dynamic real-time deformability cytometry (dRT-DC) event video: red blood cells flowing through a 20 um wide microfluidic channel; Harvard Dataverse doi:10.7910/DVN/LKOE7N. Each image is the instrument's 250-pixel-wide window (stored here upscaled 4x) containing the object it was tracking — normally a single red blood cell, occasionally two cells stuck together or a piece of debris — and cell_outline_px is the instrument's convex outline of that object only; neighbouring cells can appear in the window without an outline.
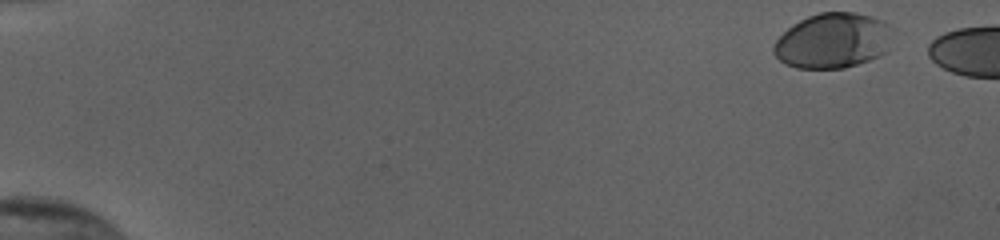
{"species": "human", "species_latin": "Homo sapiens", "temperature_condition": "cold", "stored_images_in_passage": 44, "camera_frame_rate_fps": 3000, "um_per_image_px": 0.085, "donor": {"sex": "female"}, "frame": {"image": 1, "passage_image": 1, "time_ms": 0.0, "image_size_px": [1000, 240], "cell_outline_px": [[896, 28], [888, 52], [880, 56], [844, 68], [796, 68], [784, 64], [772, 52], [772, 44], [792, 24], [808, 16], [820, 12], [856, 12], [872, 16], [884, 20]], "centroid_in_image_um": [70.86, 3.44], "position_along_channel_um": 14.1, "area_um2": 39.07}}
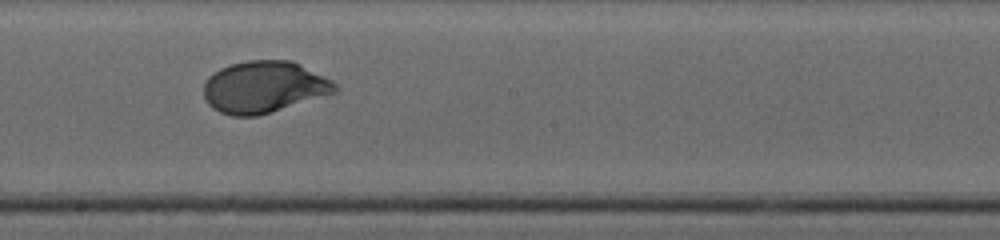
{"frame": {"image": 2, "passage_image": 30, "time_ms": 9.667, "image_size_px": [1000, 240], "cell_outline_px": [[340, 88], [336, 92], [256, 116], [232, 116], [220, 112], [212, 108], [204, 100], [204, 84], [208, 76], [220, 68], [232, 64], [248, 60], [292, 60], [332, 80]], "centroid_in_image_um": [22.41, 7.39], "position_along_channel_um": 225.8, "area_um2": 39.48}}
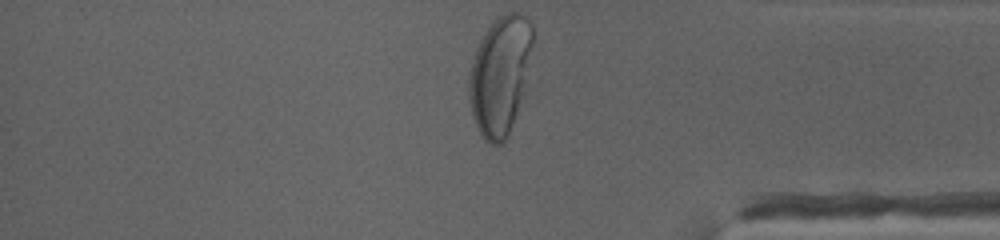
{"frame": {"image": 3, "passage_image": 44, "time_ms": 14.333, "image_size_px": [1000, 240], "cell_outline_px": [[532, 44], [524, 80], [516, 112], [508, 136], [500, 144], [488, 144], [480, 136], [472, 116], [468, 96], [468, 80], [472, 60], [476, 48], [480, 40], [492, 20], [496, 16], [504, 12], [520, 12], [532, 24]], "centroid_in_image_um": [42.44, 6.37], "position_along_channel_um": 392.8, "area_um2": 43.58}, "authors_computed_cell_mechanics": {"area_um2": 38.9572, "velocity_mm_per_s": 3.8333, "shape_relaxation_time_tau1_ms": 3.9292, "shape_relaxation_time_tau2_ms": null, "deformation_change_tau1": 0.1908, "deformation_change_tau2": null}}